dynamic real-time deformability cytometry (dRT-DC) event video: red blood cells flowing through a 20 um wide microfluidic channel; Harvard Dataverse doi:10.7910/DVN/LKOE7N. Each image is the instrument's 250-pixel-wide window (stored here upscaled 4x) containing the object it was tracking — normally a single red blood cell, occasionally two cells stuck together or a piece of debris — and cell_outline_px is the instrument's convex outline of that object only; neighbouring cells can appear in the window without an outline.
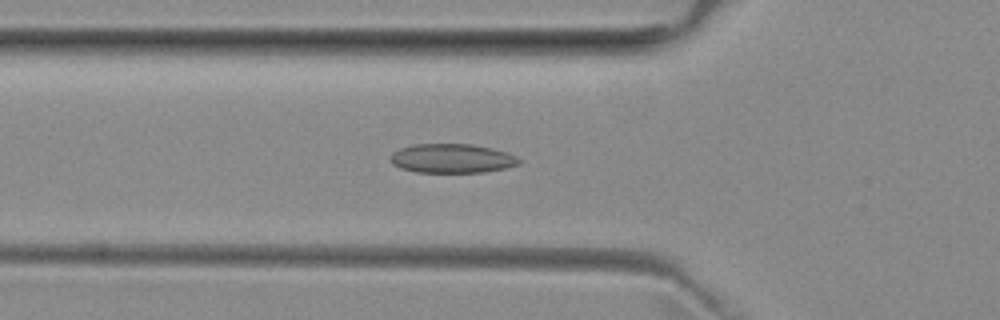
{"species": "common noctule bat (a hibernating species)", "species_latin": "Nyctalus noctula", "temperature_condition": "room temperature", "stored_images_in_passage": 51, "camera_frame_rate_fps": 3000, "um_per_image_px": 0.085, "animal": {"sex": "female", "body_mass_g": 29.2, "forearm_length_mm": 56.3}, "frame": {"image": 1, "passage_image": 17, "time_ms": 5.333, "image_size_px": [1000, 320], "cell_outline_px": [[520, 164], [504, 168], [484, 172], [416, 172], [400, 168], [392, 164], [388, 160], [388, 156], [392, 152], [400, 148], [412, 144], [472, 144], [492, 148], [508, 152], [516, 156], [520, 160]], "centroid_in_image_um": [38.37, 13.46], "position_along_channel_um": 87.4, "area_um2": 22.08}}
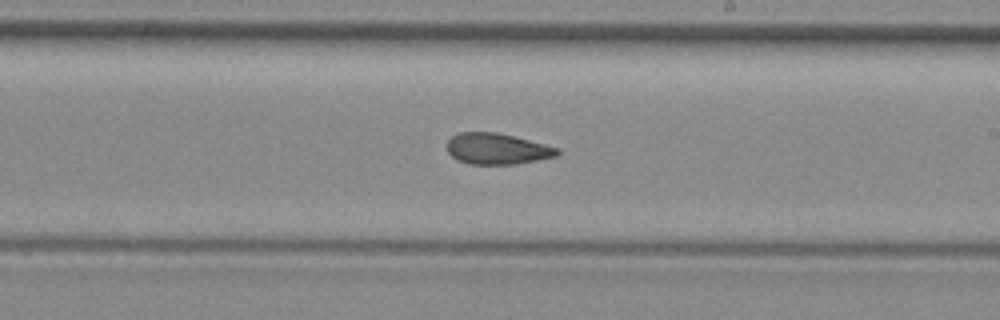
{"frame": {"image": 2, "passage_image": 29, "time_ms": 9.333, "image_size_px": [1000, 320], "cell_outline_px": [[560, 152], [556, 156], [516, 164], [468, 164], [456, 160], [448, 152], [448, 140], [452, 136], [460, 132], [496, 132], [560, 148]], "centroid_in_image_um": [42.23, 12.65], "position_along_channel_um": 246.8, "area_um2": 19.83}}
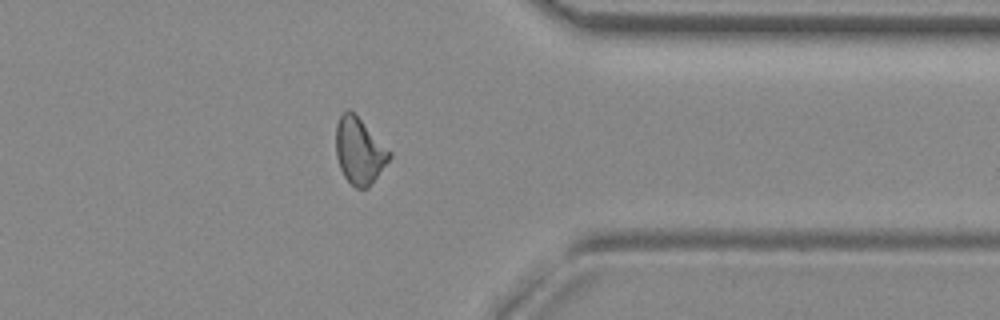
{"frame": {"image": 3, "passage_image": 40, "time_ms": 13.0, "image_size_px": [1000, 320], "cell_outline_px": [[392, 156], [368, 188], [356, 188], [344, 176], [340, 168], [336, 156], [336, 124], [340, 116], [348, 108], [392, 152]], "centroid_in_image_um": [30.54, 12.84], "position_along_channel_um": 380.9, "area_um2": 20.29}, "authors_computed_cell_mechanics": {"area_um2": 20.7502, "velocity_mm_per_s": 3.9841, "shape_relaxation_time_tau1_ms": null, "shape_relaxation_time_tau2_ms": 2.8629, "deformation_change_tau1": null, "deformation_change_tau2": 0.0946}}